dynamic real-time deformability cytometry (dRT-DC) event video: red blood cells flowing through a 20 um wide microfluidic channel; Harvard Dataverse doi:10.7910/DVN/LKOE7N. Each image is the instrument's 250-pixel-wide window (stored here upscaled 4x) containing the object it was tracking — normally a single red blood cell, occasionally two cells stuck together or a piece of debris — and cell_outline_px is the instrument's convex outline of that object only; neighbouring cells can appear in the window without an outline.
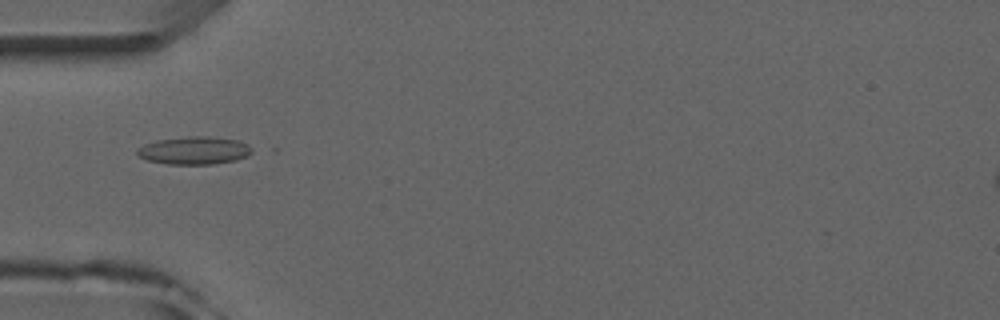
{"species": "common noctule bat (a hibernating species)", "species_latin": "Nyctalus noctula", "temperature_condition": "room temperature", "stored_images_in_passage": 6, "camera_frame_rate_fps": 3000, "um_per_image_px": 0.085, "animal": {"sex": "male", "forearm_length_mm": 52.5}, "frame": {"image": 1, "passage_image": 5, "time_ms": 5.333, "image_size_px": [1000, 320], "cell_outline_px": [[256, 148], [248, 156], [236, 160], [212, 164], [168, 164], [148, 160], [140, 156], [136, 152], [136, 148], [144, 144], [156, 140], [188, 136], [208, 136], [236, 140], [248, 144]], "centroid_in_image_um": [16.54, 12.78], "position_along_channel_um": 68.5, "area_um2": 18.73}}
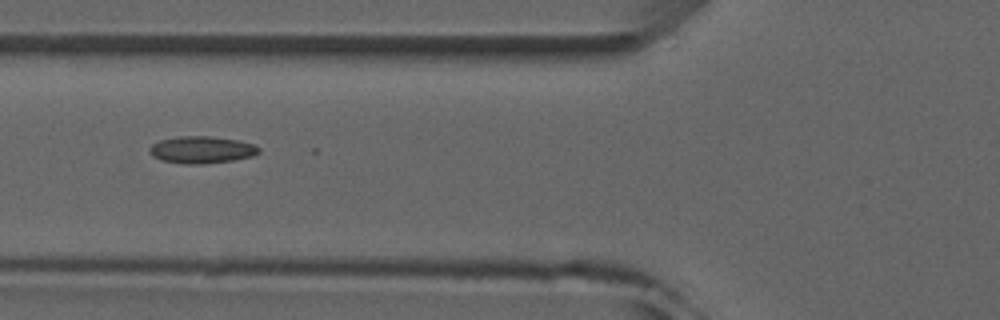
{"frame": {"image": 2, "passage_image": 6, "time_ms": 6.333, "image_size_px": [1000, 320], "cell_outline_px": [[260, 152], [252, 156], [232, 160], [204, 164], [188, 164], [160, 160], [152, 156], [148, 152], [148, 148], [152, 144], [160, 140], [180, 136], [208, 136], [236, 140], [252, 144], [260, 148]], "centroid_in_image_um": [17.09, 12.73], "position_along_channel_um": 108.7, "area_um2": 17.17}}